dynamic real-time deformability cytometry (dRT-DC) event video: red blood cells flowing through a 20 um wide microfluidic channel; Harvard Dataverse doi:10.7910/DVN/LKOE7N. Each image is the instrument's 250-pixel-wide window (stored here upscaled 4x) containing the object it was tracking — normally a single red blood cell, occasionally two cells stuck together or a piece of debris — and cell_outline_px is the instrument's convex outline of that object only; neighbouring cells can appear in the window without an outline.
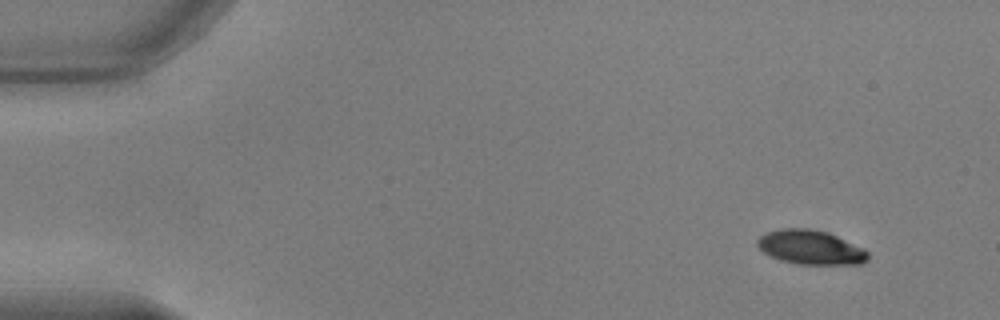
{"species": "common noctule bat (a hibernating species)", "species_latin": "Nyctalus noctula", "temperature_condition": "warm", "stored_images_in_passage": 49, "camera_frame_rate_fps": 3000, "um_per_image_px": 0.085, "animal": {"sex": "male", "body_mass_g": 17.9, "forearm_length_mm": 54.2}, "frame": {"image": 1, "passage_image": 1, "time_ms": 0.0, "image_size_px": [1000, 320], "cell_outline_px": [[868, 260], [860, 264], [800, 264], [780, 260], [764, 252], [756, 244], [756, 240], [760, 236], [768, 232], [780, 228], [808, 228], [828, 232], [864, 248], [868, 252]], "centroid_in_image_um": [68.91, 21.02], "position_along_channel_um": 16.1, "area_um2": 22.02}}
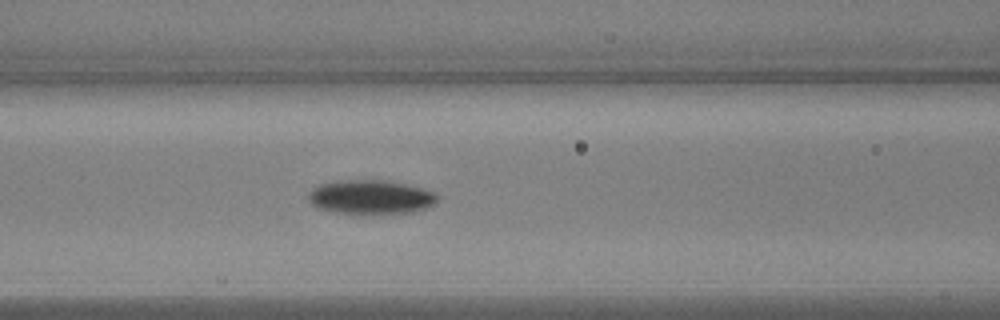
{"frame": {"image": 2, "passage_image": 19, "time_ms": 6.0, "image_size_px": [1000, 320], "cell_outline_px": [[440, 196], [432, 204], [424, 208], [412, 212], [360, 216], [336, 212], [316, 208], [308, 200], [308, 192], [312, 188], [320, 184], [344, 180], [388, 180], [408, 184], [436, 192]], "centroid_in_image_um": [31.49, 16.77], "position_along_channel_um": 135.1, "area_um2": 26.36}}
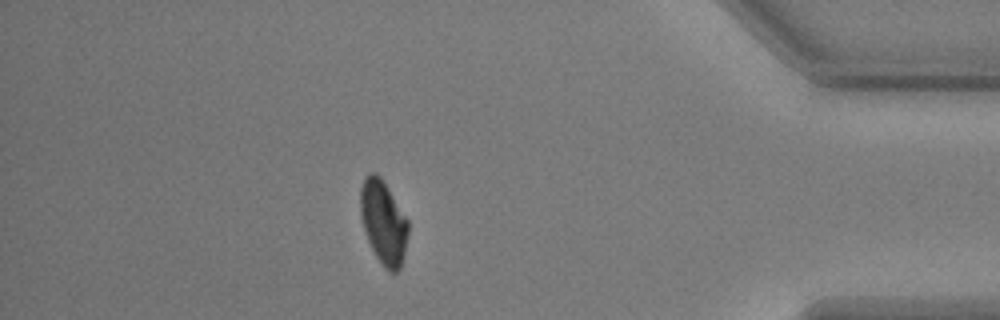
{"frame": {"image": 3, "passage_image": 43, "time_ms": 14.0, "image_size_px": [1000, 320], "cell_outline_px": [[408, 232], [404, 256], [400, 268], [396, 272], [388, 272], [384, 268], [376, 256], [368, 240], [360, 216], [360, 188], [364, 176], [368, 172], [376, 172], [380, 176], [408, 220]], "centroid_in_image_um": [32.57, 18.88], "position_along_channel_um": 402.6, "area_um2": 23.29}, "authors_computed_cell_mechanics": {"area_um2": 23.987, "velocity_mm_per_s": 3.8236, "shape_relaxation_time_tau1_ms": 2.6202, "shape_relaxation_time_tau2_ms": 5.4618, "deformation_change_tau1": 0.117, "deformation_change_tau2": 0.077}}